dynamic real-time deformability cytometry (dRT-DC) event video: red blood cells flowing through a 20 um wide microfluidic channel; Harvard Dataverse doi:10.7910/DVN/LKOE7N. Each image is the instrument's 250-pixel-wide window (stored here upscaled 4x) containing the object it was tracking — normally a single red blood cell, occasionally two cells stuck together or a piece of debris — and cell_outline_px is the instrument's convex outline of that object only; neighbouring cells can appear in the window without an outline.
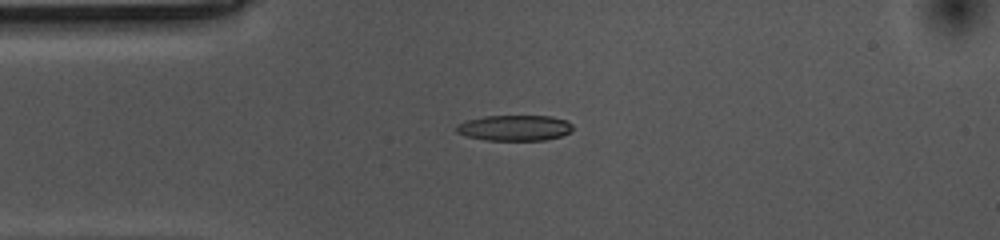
{"species": "common noctule bat (a hibernating species)", "species_latin": "Nyctalus noctula", "temperature_condition": "cold", "stored_images_in_passage": 36, "camera_frame_rate_fps": 3000, "um_per_image_px": 0.085, "animal": {"sex": "female", "body_mass_g": 10.0, "forearm_length_mm": 53.1}, "frame": {"image": 1, "passage_image": 1, "time_ms": 0.0, "image_size_px": [1000, 240], "cell_outline_px": [[572, 128], [568, 132], [560, 136], [544, 140], [484, 140], [464, 136], [456, 132], [456, 124], [468, 120], [484, 116], [552, 116], [568, 120], [572, 124]], "centroid_in_image_um": [43.71, 10.87], "position_along_channel_um": 41.3, "area_um2": 17.46}}
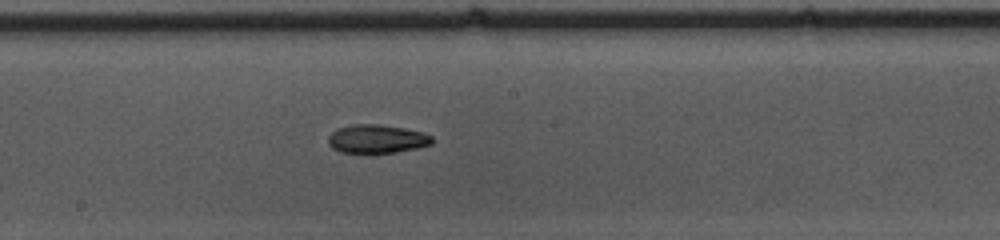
{"frame": {"image": 2, "passage_image": 17, "time_ms": 5.333, "image_size_px": [1000, 240], "cell_outline_px": [[432, 144], [416, 148], [396, 152], [340, 152], [332, 148], [328, 144], [328, 136], [336, 128], [352, 124], [380, 124], [404, 128], [424, 132], [432, 136]], "centroid_in_image_um": [32.01, 11.79], "position_along_channel_um": 216.2, "area_um2": 17.28}}
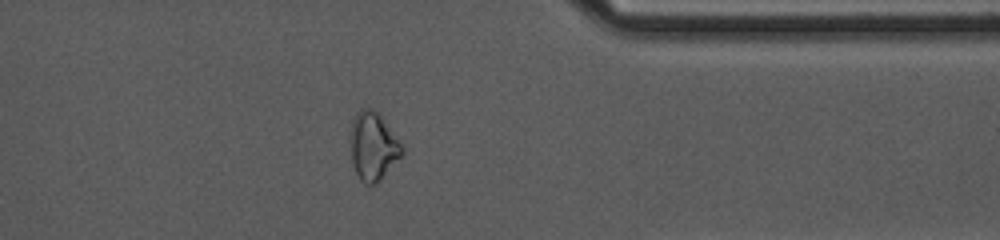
{"frame": {"image": 3, "passage_image": 32, "time_ms": 10.333, "image_size_px": [1000, 240], "cell_outline_px": [[404, 152], [380, 180], [376, 184], [364, 184], [360, 180], [356, 172], [352, 160], [352, 120], [356, 112], [360, 108], [372, 108], [380, 116], [404, 148]], "centroid_in_image_um": [31.71, 12.44], "position_along_channel_um": 379.7, "area_um2": 19.88}, "authors_computed_cell_mechanics": {"area_um2": 17.629, "velocity_mm_per_s": 3.5491, "shape_relaxation_time_tau1_ms": 9.8151, "shape_relaxation_time_tau2_ms": null, "deformation_change_tau1": 0.2043, "deformation_change_tau2": null}}